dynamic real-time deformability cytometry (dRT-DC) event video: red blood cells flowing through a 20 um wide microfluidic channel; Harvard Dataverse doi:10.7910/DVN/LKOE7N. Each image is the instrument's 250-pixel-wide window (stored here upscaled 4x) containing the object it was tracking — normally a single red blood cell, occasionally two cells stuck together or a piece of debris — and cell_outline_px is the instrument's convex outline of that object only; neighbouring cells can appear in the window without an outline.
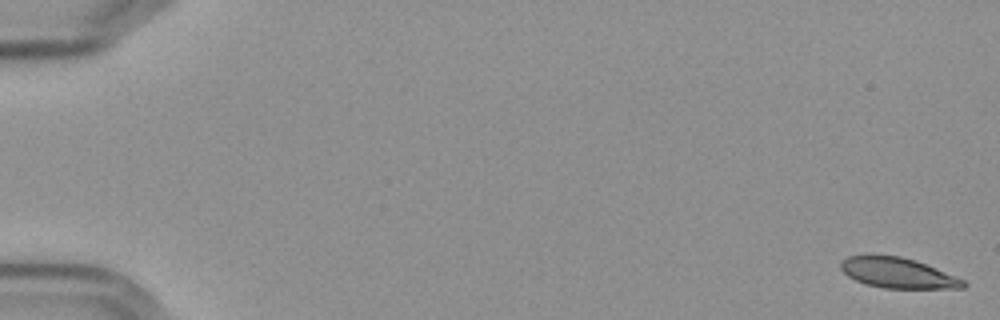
{"species": "Egyptian fruit bat (a non-hibernating species)", "species_latin": "Rousettus aegyptiacus", "temperature_condition": "cold", "stored_images_in_passage": 58, "camera_frame_rate_fps": 3000, "um_per_image_px": 0.085, "frame": {"image": 1, "passage_image": 1, "time_ms": 0.0, "image_size_px": [1000, 320], "cell_outline_px": [[968, 284], [964, 288], [884, 288], [868, 284], [856, 280], [848, 276], [840, 268], [840, 260], [848, 256], [868, 252], [872, 252], [900, 256], [916, 260], [936, 268], [964, 280]], "centroid_in_image_um": [76.25, 23.14], "position_along_channel_um": 8.8, "area_um2": 22.2}}
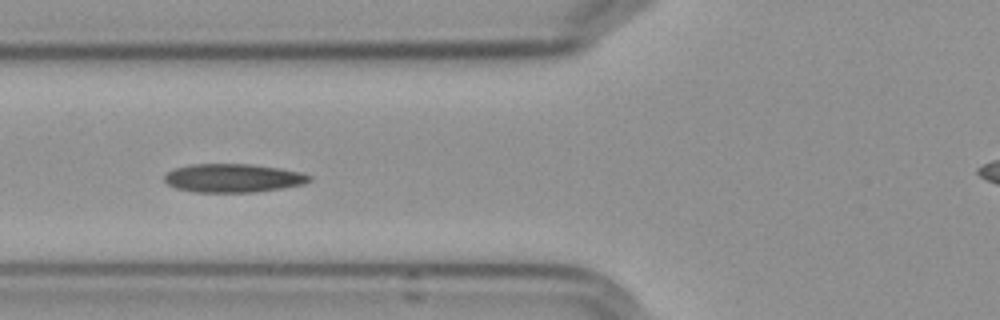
{"frame": {"image": 2, "passage_image": 23, "time_ms": 7.333, "image_size_px": [1000, 320], "cell_outline_px": [[312, 180], [304, 184], [256, 192], [196, 192], [176, 188], [168, 184], [164, 180], [164, 176], [172, 168], [188, 164], [252, 164], [280, 168], [300, 172], [312, 176]], "centroid_in_image_um": [19.8, 15.13], "position_along_channel_um": 106.0, "area_um2": 24.22}}
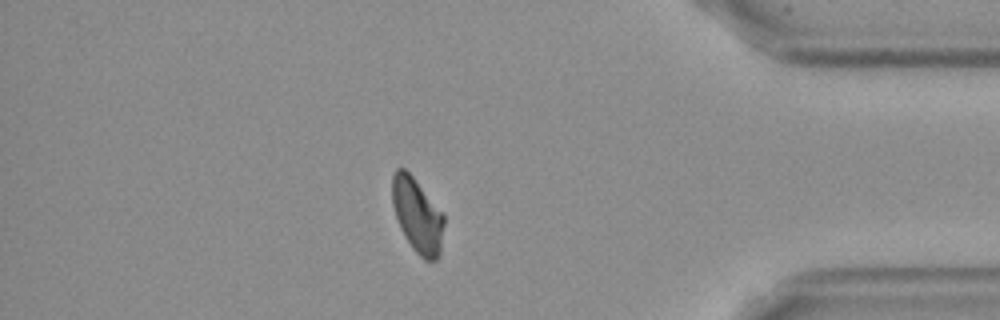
{"frame": {"image": 3, "passage_image": 50, "time_ms": 16.333, "image_size_px": [1000, 320], "cell_outline_px": [[444, 224], [440, 256], [436, 260], [424, 260], [412, 248], [404, 236], [400, 228], [392, 204], [392, 176], [396, 168], [404, 168], [412, 176], [444, 212]], "centroid_in_image_um": [35.49, 18.31], "position_along_channel_um": 399.7, "area_um2": 22.66}, "authors_computed_cell_mechanics": {"area_um2": 23.2356, "velocity_mm_per_s": 3.5827, "shape_relaxation_time_tau1_ms": null, "shape_relaxation_time_tau2_ms": 3.6539, "deformation_change_tau1": null, "deformation_change_tau2": 0.095}}